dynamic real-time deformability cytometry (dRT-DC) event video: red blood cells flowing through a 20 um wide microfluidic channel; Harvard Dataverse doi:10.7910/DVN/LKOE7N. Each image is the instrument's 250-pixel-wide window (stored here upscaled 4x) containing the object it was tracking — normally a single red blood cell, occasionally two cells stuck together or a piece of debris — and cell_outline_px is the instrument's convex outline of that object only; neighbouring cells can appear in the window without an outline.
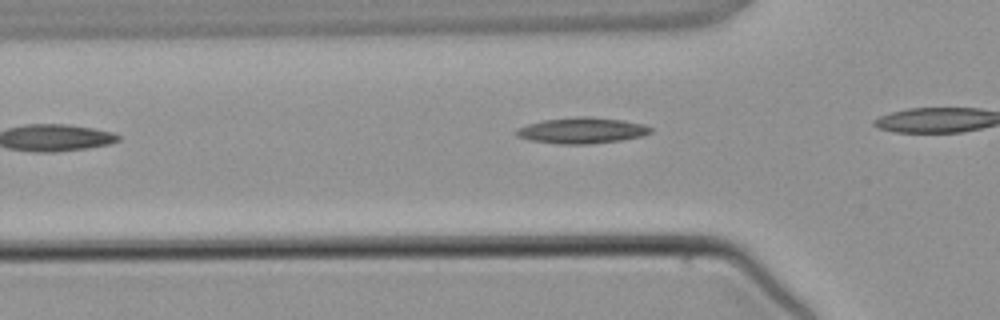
{"species": "common noctule bat (a hibernating species)", "species_latin": "Nyctalus noctula", "temperature_condition": "warm", "stored_images_in_passage": 4, "camera_frame_rate_fps": 3000, "um_per_image_px": 0.085, "animal": {"sex": "male", "body_mass_g": 21.5, "forearm_length_mm": 52.0}, "frame": {"image": 1, "passage_image": 3, "time_ms": 2.333, "image_size_px": [1000, 320], "cell_outline_px": [[652, 132], [644, 136], [620, 140], [584, 144], [560, 144], [532, 140], [516, 136], [516, 128], [528, 124], [544, 120], [576, 116], [588, 116], [624, 120], [644, 124], [652, 128]], "centroid_in_image_um": [49.49, 11.08], "position_along_channel_um": 76.3, "area_um2": 20.29}}